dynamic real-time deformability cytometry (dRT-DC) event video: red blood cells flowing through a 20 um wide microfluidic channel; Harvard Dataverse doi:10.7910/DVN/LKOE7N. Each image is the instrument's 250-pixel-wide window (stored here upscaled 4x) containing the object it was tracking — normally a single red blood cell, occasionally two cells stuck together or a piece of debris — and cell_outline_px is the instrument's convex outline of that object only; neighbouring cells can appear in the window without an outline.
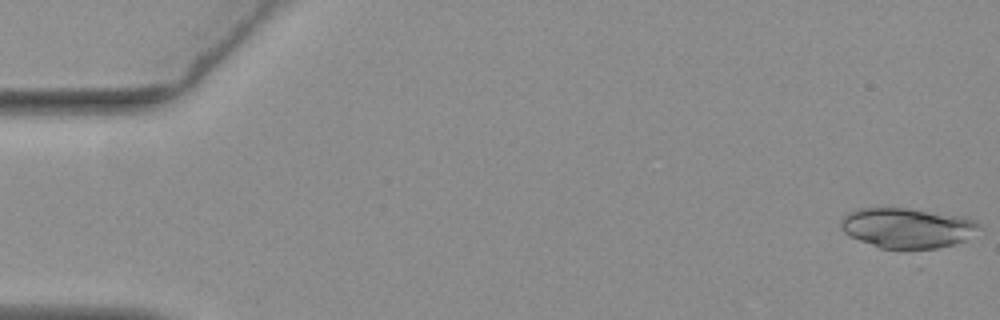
{"species": "common noctule bat (a hibernating species)", "species_latin": "Nyctalus noctula", "temperature_condition": "warm", "stored_images_in_passage": 55, "camera_frame_rate_fps": 3000, "um_per_image_px": 0.085, "animal": {"sex": "female", "body_mass_g": 19.3, "forearm_length_mm": 54.1}, "frame": {"image": 1, "passage_image": 1, "time_ms": 0.0, "image_size_px": [1000, 320], "cell_outline_px": [[980, 228], [964, 240], [952, 244], [920, 252], [880, 248], [860, 240], [844, 232], [840, 228], [840, 220], [848, 212], [860, 208], [908, 208], [964, 216], [976, 220], [980, 224]], "centroid_in_image_um": [77.12, 19.39], "position_along_channel_um": 7.9, "area_um2": 32.89}}